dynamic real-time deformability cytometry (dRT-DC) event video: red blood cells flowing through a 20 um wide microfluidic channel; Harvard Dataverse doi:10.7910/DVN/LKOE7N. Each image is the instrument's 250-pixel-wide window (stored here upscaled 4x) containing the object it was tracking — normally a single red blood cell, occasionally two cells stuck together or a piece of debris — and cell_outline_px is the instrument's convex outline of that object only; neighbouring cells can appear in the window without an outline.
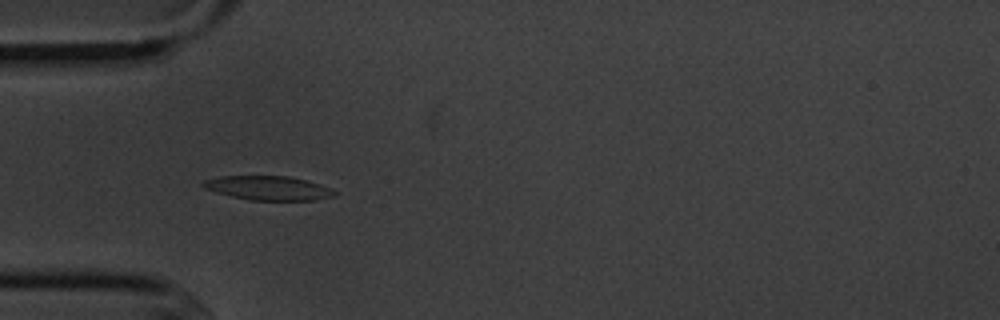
{"species": "common noctule bat (a hibernating species)", "species_latin": "Nyctalus noctula", "temperature_condition": "cold", "stored_images_in_passage": 11, "camera_frame_rate_fps": 3000, "um_per_image_px": 0.085, "animal": {"sex": "male", "body_mass_g": 20.1, "forearm_length_mm": 53.5}, "frame": {"image": 1, "passage_image": 5, "time_ms": 5.333, "image_size_px": [1000, 320], "cell_outline_px": [[336, 192], [332, 196], [316, 200], [252, 200], [232, 196], [216, 192], [204, 188], [200, 184], [204, 180], [220, 176], [288, 176], [308, 180], [332, 188]], "centroid_in_image_um": [22.81, 15.97], "position_along_channel_um": 62.2, "area_um2": 18.44}}
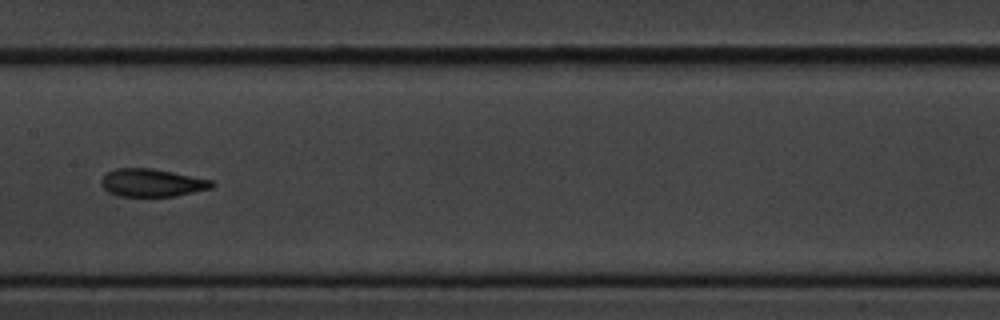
{"frame": {"image": 2, "passage_image": 8, "time_ms": 9.0, "image_size_px": [1000, 320], "cell_outline_px": [[216, 184], [212, 188], [176, 196], [120, 196], [108, 192], [100, 184], [100, 180], [108, 172], [116, 168], [152, 168], [212, 180]], "centroid_in_image_um": [12.92, 15.54], "position_along_channel_um": 194.5, "area_um2": 17.92}}
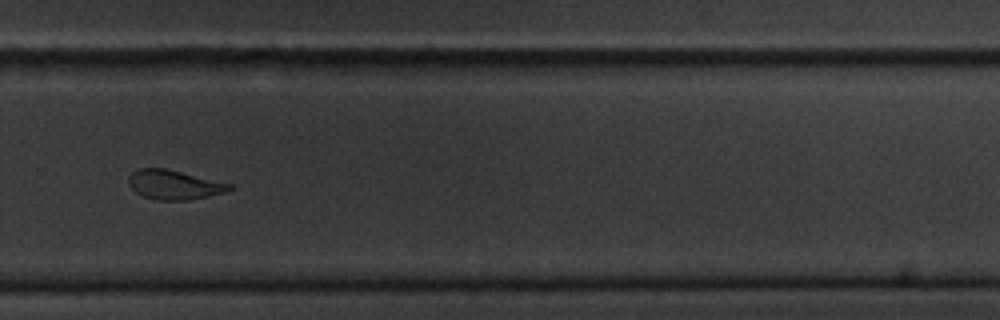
{"frame": {"image": 3, "passage_image": 11, "time_ms": 12.333, "image_size_px": [1000, 320], "cell_outline_px": [[232, 188], [224, 192], [208, 196], [188, 200], [156, 200], [144, 196], [136, 192], [128, 184], [128, 176], [132, 172], [140, 168], [164, 168], [232, 184]], "centroid_in_image_um": [14.76, 15.7], "position_along_channel_um": 315.0, "area_um2": 17.05}}